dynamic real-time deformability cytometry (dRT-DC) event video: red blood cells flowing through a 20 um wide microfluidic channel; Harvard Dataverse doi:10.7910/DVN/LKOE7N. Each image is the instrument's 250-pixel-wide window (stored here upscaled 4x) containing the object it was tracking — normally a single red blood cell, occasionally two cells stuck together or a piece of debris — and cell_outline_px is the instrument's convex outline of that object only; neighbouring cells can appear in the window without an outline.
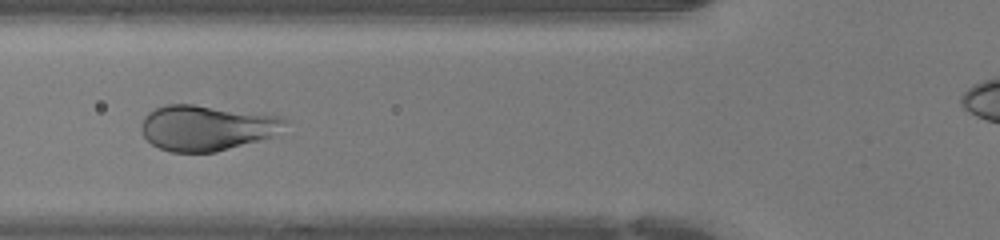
{"species": "human", "species_latin": "Homo sapiens", "temperature_condition": "warm", "stored_images_in_passage": 14, "camera_frame_rate_fps": 3000, "um_per_image_px": 0.085, "donor": {"sex": "female"}, "frame": {"image": 1, "passage_image": 5, "time_ms": 1.333, "image_size_px": [1000, 240], "cell_outline_px": [[288, 120], [272, 136], [260, 140], [216, 152], [172, 152], [160, 148], [152, 144], [144, 136], [140, 128], [144, 116], [156, 108], [168, 104], [192, 104], [276, 116]], "centroid_in_image_um": [17.49, 10.87], "position_along_channel_um": 108.3, "area_um2": 37.4}}
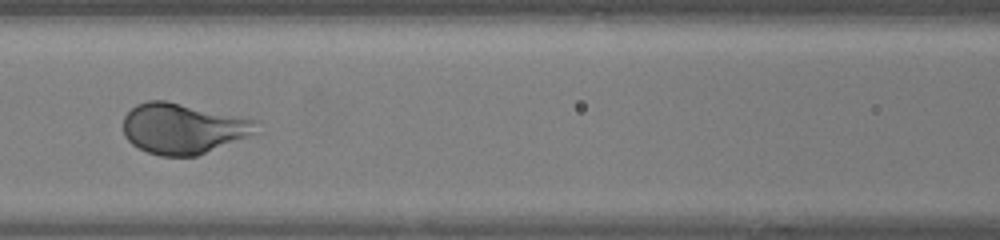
{"frame": {"image": 2, "passage_image": 8, "time_ms": 2.333, "image_size_px": [1000, 240], "cell_outline_px": [[260, 120], [256, 132], [196, 156], [160, 156], [148, 152], [132, 144], [124, 136], [124, 116], [136, 104], [148, 100], [164, 100]], "centroid_in_image_um": [15.54, 10.91], "position_along_channel_um": 151.1, "area_um2": 38.96}}